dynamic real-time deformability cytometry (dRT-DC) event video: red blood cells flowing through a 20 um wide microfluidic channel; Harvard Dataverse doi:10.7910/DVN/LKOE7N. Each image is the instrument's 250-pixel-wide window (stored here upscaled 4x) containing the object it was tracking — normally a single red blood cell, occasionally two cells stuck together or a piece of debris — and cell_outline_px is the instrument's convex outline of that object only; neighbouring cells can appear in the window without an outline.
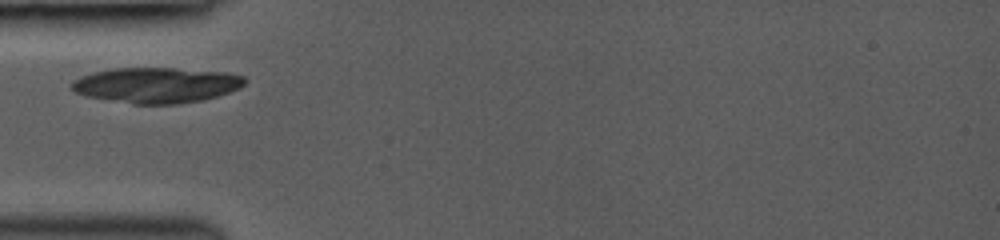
{"species": "common noctule bat (a hibernating species)", "species_latin": "Nyctalus noctula", "temperature_condition": "room temperature", "stored_images_in_passage": 5, "camera_frame_rate_fps": 3000, "um_per_image_px": 0.085, "animal": {"sex": "female", "body_mass_g": 19.0, "forearm_length_mm": 53.3}, "frame": {"image": 1, "passage_image": 1, "time_ms": 0.0, "image_size_px": [1000, 240], "cell_outline_px": [[248, 80], [240, 88], [204, 100], [176, 104], [132, 104], [84, 96], [76, 92], [72, 88], [72, 80], [80, 76], [92, 72], [116, 68], [172, 68], [224, 72], [244, 76]], "centroid_in_image_um": [13.28, 7.24], "position_along_channel_um": 71.7, "area_um2": 35.89}}
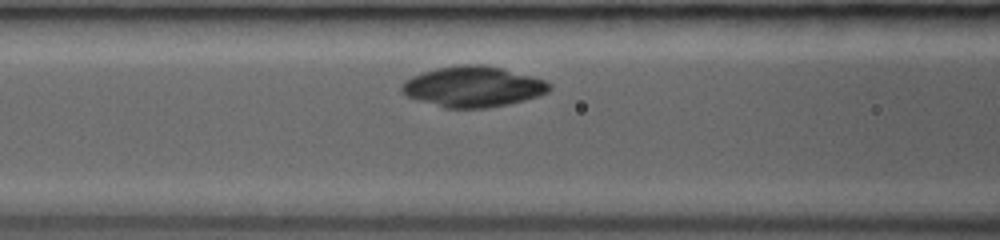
{"frame": {"image": 2, "passage_image": 4, "time_ms": 1.333, "image_size_px": [1000, 240], "cell_outline_px": [[552, 88], [548, 92], [524, 100], [508, 104], [488, 108], [444, 108], [408, 96], [400, 92], [400, 84], [404, 80], [412, 76], [436, 68], [460, 64], [484, 64], [532, 76], [544, 80], [552, 84]], "centroid_in_image_um": [40.19, 7.36], "position_along_channel_um": 126.4, "area_um2": 34.97}}